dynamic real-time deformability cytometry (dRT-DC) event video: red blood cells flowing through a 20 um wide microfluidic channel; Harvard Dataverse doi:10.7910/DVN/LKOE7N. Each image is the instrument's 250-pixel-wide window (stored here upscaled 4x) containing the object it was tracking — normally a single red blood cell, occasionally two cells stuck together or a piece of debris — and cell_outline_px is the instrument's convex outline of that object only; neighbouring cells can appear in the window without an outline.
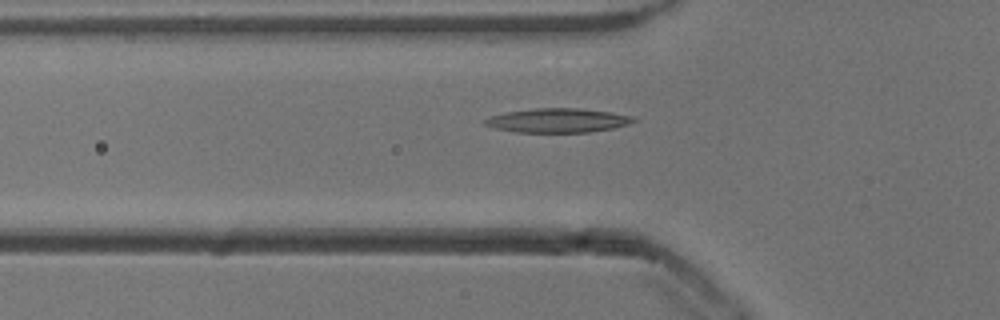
{"species": "common noctule bat (a hibernating species)", "species_latin": "Nyctalus noctula", "temperature_condition": "cold", "stored_images_in_passage": 39, "camera_frame_rate_fps": 3000, "um_per_image_px": 0.085, "animal": {"sex": "male", "body_mass_g": 13.3}, "frame": {"image": 1, "passage_image": 6, "time_ms": 1.667, "image_size_px": [1000, 320], "cell_outline_px": [[640, 120], [628, 124], [612, 128], [592, 132], [516, 132], [496, 128], [484, 124], [484, 120], [492, 116], [508, 112], [536, 108], [580, 108], [608, 112], [632, 116]], "centroid_in_image_um": [47.46, 10.24], "position_along_channel_um": 78.3, "area_um2": 20.69}}
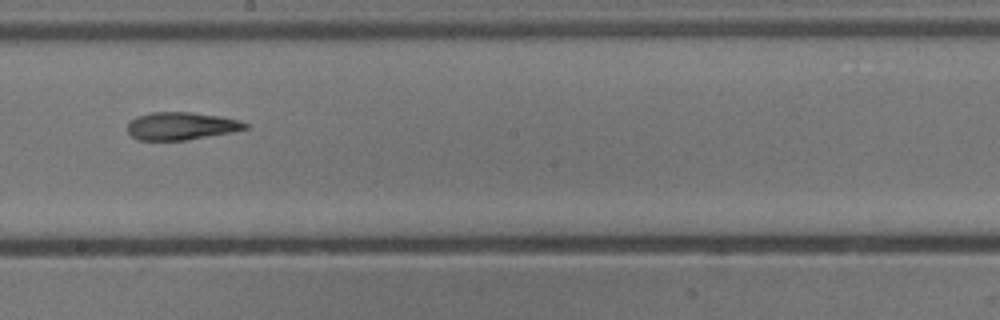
{"frame": {"image": 2, "passage_image": 18, "time_ms": 5.667, "image_size_px": [1000, 320], "cell_outline_px": [[248, 128], [232, 132], [188, 140], [136, 140], [128, 132], [128, 124], [136, 116], [152, 112], [192, 112], [220, 116], [240, 120], [248, 124]], "centroid_in_image_um": [15.41, 10.71], "position_along_channel_um": 232.8, "area_um2": 19.07}}
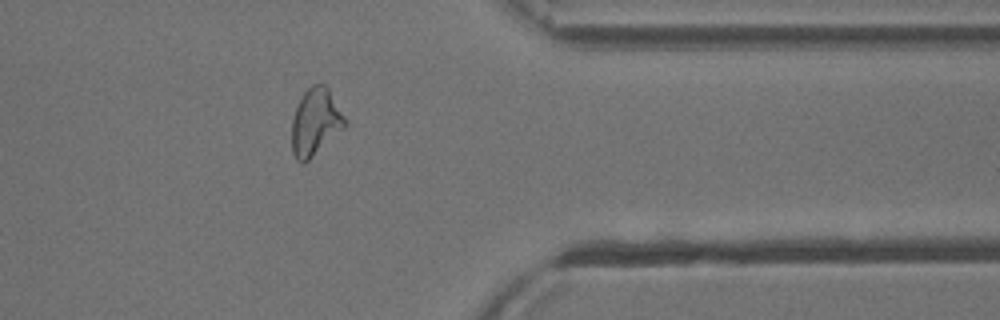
{"frame": {"image": 3, "passage_image": 31, "time_ms": 10.0, "image_size_px": [1000, 320], "cell_outline_px": [[348, 124], [344, 128], [304, 164], [300, 164], [296, 160], [292, 152], [292, 120], [296, 104], [304, 92], [312, 84], [324, 84], [328, 88], [348, 120]], "centroid_in_image_um": [26.81, 10.38], "position_along_channel_um": 384.6, "area_um2": 20.98}, "authors_computed_cell_mechanics": {"area_um2": 19.652, "velocity_mm_per_s": 3.8396, "shape_relaxation_time_tau1_ms": null, "shape_relaxation_time_tau2_ms": 4.7962, "deformation_change_tau1": null, "deformation_change_tau2": 0.1403}}